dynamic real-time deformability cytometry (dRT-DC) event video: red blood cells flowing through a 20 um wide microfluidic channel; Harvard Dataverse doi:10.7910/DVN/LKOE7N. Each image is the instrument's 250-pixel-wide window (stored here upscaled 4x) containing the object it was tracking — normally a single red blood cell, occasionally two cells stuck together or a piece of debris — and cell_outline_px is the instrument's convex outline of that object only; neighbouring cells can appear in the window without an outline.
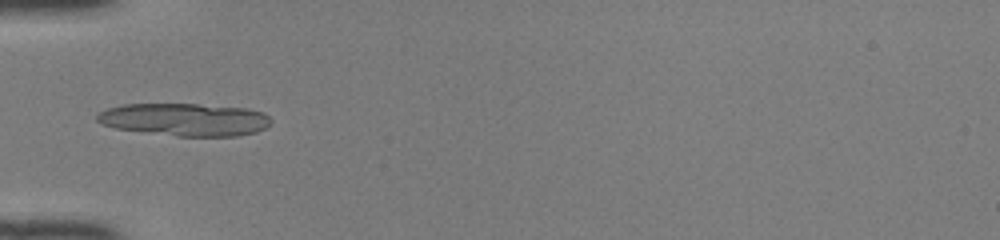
{"species": "common noctule bat (a hibernating species)", "species_latin": "Nyctalus noctula", "temperature_condition": "room temperature", "stored_images_in_passage": 33, "camera_frame_rate_fps": 3000, "um_per_image_px": 0.085, "animal": {"sex": "female", "body_mass_g": 22.0, "forearm_length_mm": 56.7}, "frame": {"image": 1, "passage_image": 1, "time_ms": 0.0, "image_size_px": [1000, 240], "cell_outline_px": [[272, 120], [264, 128], [256, 132], [236, 136], [176, 136], [116, 128], [100, 124], [96, 120], [96, 116], [100, 112], [108, 108], [124, 104], [196, 104], [248, 108], [264, 112]], "centroid_in_image_um": [15.71, 10.16], "position_along_channel_um": 69.3, "area_um2": 33.06}}
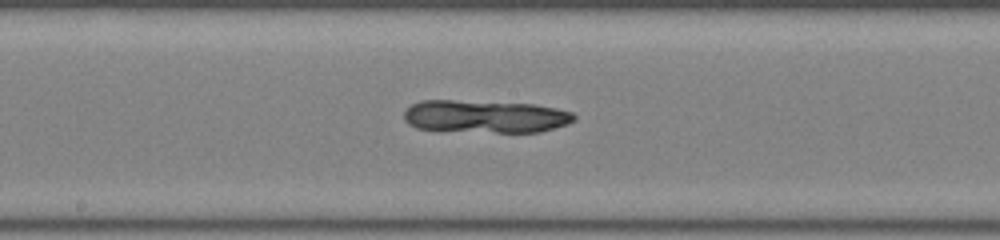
{"frame": {"image": 2, "passage_image": 11, "time_ms": 3.333, "image_size_px": [1000, 240], "cell_outline_px": [[576, 120], [568, 124], [540, 132], [496, 132], [416, 128], [408, 124], [404, 120], [404, 112], [412, 104], [420, 100], [452, 100], [532, 104], [556, 108], [572, 112], [576, 116]], "centroid_in_image_um": [41.27, 9.89], "position_along_channel_um": 206.9, "area_um2": 32.25}}
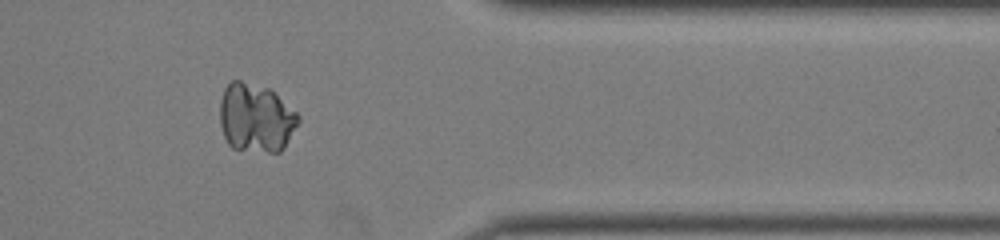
{"frame": {"image": 3, "passage_image": 25, "time_ms": 8.0, "image_size_px": [1000, 240], "cell_outline_px": [[300, 120], [284, 148], [280, 152], [268, 152], [232, 148], [228, 144], [224, 136], [220, 124], [220, 100], [224, 88], [232, 80], [240, 80], [268, 88], [296, 112], [300, 116]], "centroid_in_image_um": [21.73, 10.03], "position_along_channel_um": 389.7, "area_um2": 31.33}}